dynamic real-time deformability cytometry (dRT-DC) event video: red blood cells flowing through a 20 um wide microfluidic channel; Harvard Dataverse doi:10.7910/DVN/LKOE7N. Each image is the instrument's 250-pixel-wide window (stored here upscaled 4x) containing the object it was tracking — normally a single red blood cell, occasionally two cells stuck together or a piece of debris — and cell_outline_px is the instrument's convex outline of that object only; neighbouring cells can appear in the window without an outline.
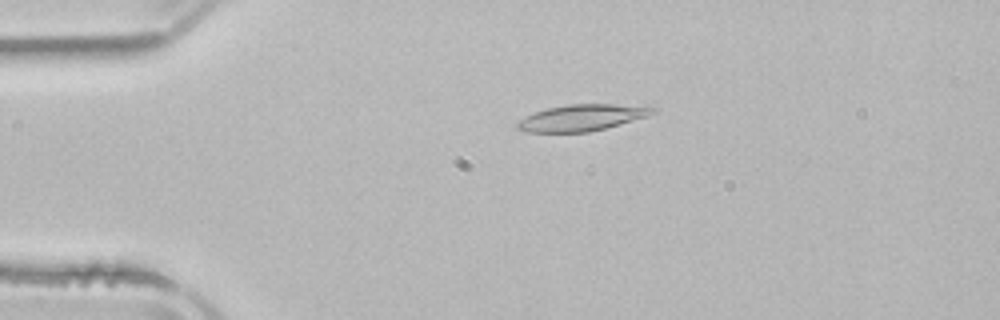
{"species": "common noctule bat (a hibernating species)", "species_latin": "Nyctalus noctula", "temperature_condition": "room temperature", "stored_images_in_passage": 52, "camera_frame_rate_fps": 3000, "um_per_image_px": 0.085, "animal": {"sex": "male", "body_mass_g": 21.5, "forearm_length_mm": 52.0}, "frame": {"image": 1, "passage_image": 11, "time_ms": 3.333, "image_size_px": [1000, 320], "cell_outline_px": [[660, 108], [656, 112], [648, 116], [604, 128], [588, 132], [528, 132], [516, 128], [516, 124], [524, 116], [548, 108], [568, 104], [612, 104]], "centroid_in_image_um": [49.45, 10.0], "position_along_channel_um": 35.5, "area_um2": 20.58}}
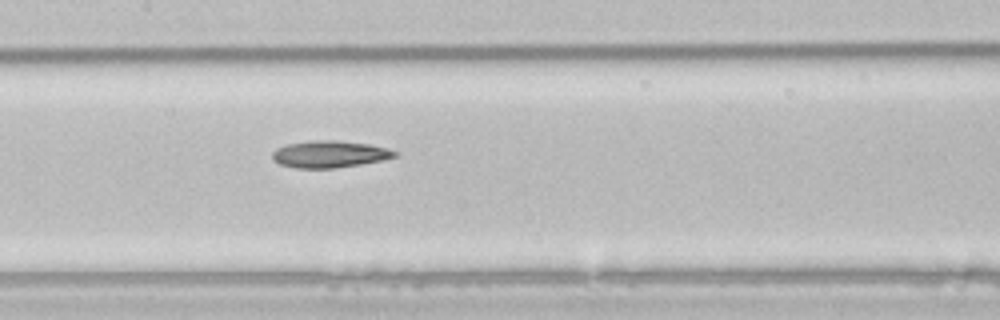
{"frame": {"image": 2, "passage_image": 25, "time_ms": 8.0, "image_size_px": [1000, 320], "cell_outline_px": [[396, 156], [384, 160], [336, 168], [296, 168], [280, 164], [272, 160], [272, 152], [276, 148], [288, 144], [312, 140], [336, 140], [368, 144], [388, 148], [396, 152]], "centroid_in_image_um": [27.99, 13.1], "position_along_channel_um": 179.4, "area_um2": 19.19}}
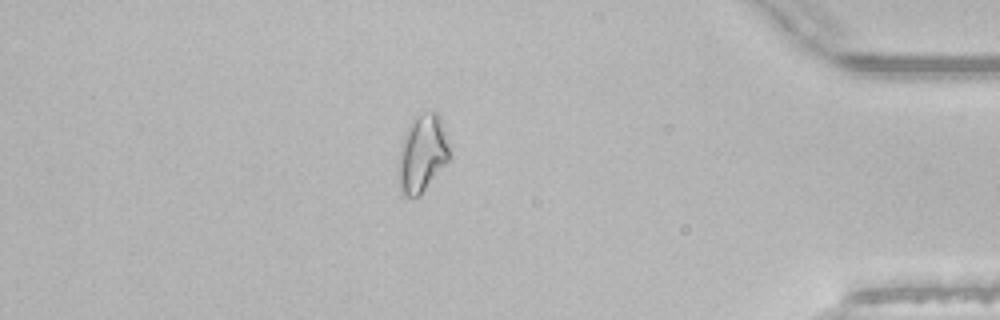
{"frame": {"image": 3, "passage_image": 45, "time_ms": 14.667, "image_size_px": [1000, 320], "cell_outline_px": [[448, 160], [420, 196], [400, 196], [396, 176], [400, 148], [408, 124], [416, 116], [424, 112], [436, 112], [440, 116], [448, 144]], "centroid_in_image_um": [35.82, 13.09], "position_along_channel_um": 399.4, "area_um2": 23.12}}